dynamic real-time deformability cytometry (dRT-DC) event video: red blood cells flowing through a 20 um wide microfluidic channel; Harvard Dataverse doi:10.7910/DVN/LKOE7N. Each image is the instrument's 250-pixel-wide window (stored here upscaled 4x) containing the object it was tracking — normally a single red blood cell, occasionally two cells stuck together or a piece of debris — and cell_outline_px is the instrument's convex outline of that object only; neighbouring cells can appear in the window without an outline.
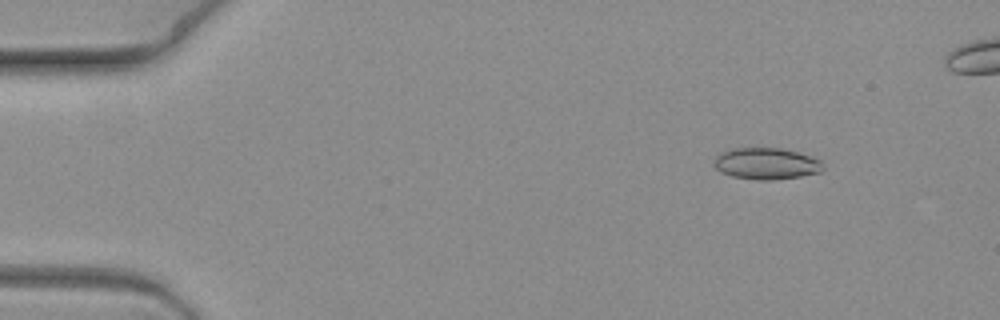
{"species": "common noctule bat (a hibernating species)", "species_latin": "Nyctalus noctula", "temperature_condition": "warm", "stored_images_in_passage": 7, "camera_frame_rate_fps": 3000, "um_per_image_px": 0.085, "animal": {"sex": "female", "body_mass_g": 19.3, "forearm_length_mm": 54.1}, "frame": {"image": 1, "passage_image": 3, "time_ms": 0.667, "image_size_px": [1000, 320], "cell_outline_px": [[824, 168], [820, 172], [800, 176], [772, 180], [760, 180], [732, 176], [720, 172], [716, 168], [712, 160], [720, 152], [732, 148], [780, 148], [796, 152], [820, 160]], "centroid_in_image_um": [65.08, 13.9], "position_along_channel_um": 19.9, "area_um2": 19.94}}